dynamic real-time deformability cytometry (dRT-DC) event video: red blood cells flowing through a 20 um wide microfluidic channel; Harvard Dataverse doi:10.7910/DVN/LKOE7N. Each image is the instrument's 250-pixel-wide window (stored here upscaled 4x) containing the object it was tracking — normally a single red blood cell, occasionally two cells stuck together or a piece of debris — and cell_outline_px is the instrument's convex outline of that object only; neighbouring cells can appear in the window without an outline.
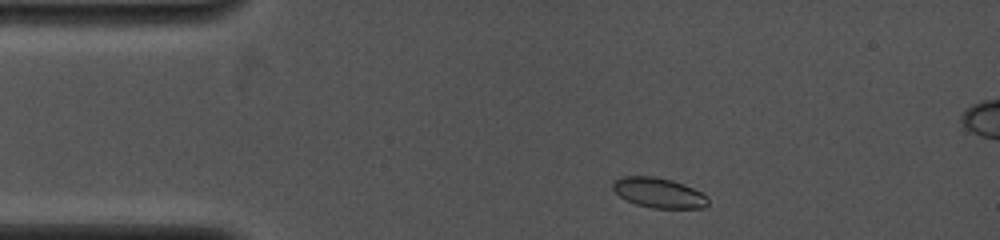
{"species": "common noctule bat (a hibernating species)", "species_latin": "Nyctalus noctula", "temperature_condition": "cold", "stored_images_in_passage": 50, "camera_frame_rate_fps": 4000, "um_per_image_px": 0.085, "animal": {"sex": "female", "body_mass_g": 19.0, "forearm_length_mm": 53.3}, "frame": {"image": 1, "passage_image": 3, "time_ms": 0.5, "image_size_px": [1000, 240], "cell_outline_px": [[708, 204], [704, 208], [652, 208], [636, 204], [620, 196], [612, 188], [612, 180], [620, 176], [652, 176], [672, 180], [684, 184], [708, 196]], "centroid_in_image_um": [55.98, 16.38], "position_along_channel_um": 29.0, "area_um2": 16.7}}
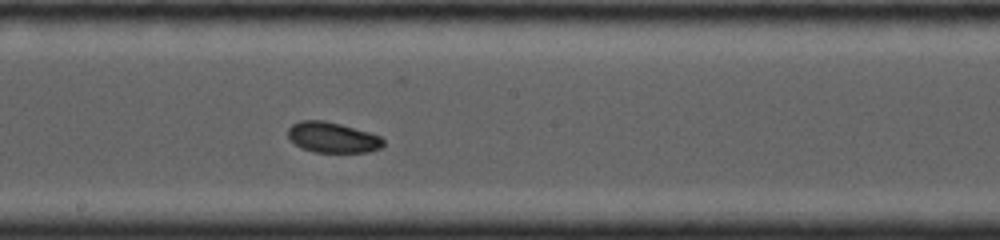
{"frame": {"image": 2, "passage_image": 26, "time_ms": 6.25, "image_size_px": [1000, 240], "cell_outline_px": [[384, 144], [380, 148], [368, 152], [312, 152], [300, 148], [288, 136], [288, 128], [292, 124], [300, 120], [324, 120], [340, 124], [368, 132], [380, 136], [384, 140]], "centroid_in_image_um": [28.25, 11.68], "position_along_channel_um": 220.0, "area_um2": 16.94}}
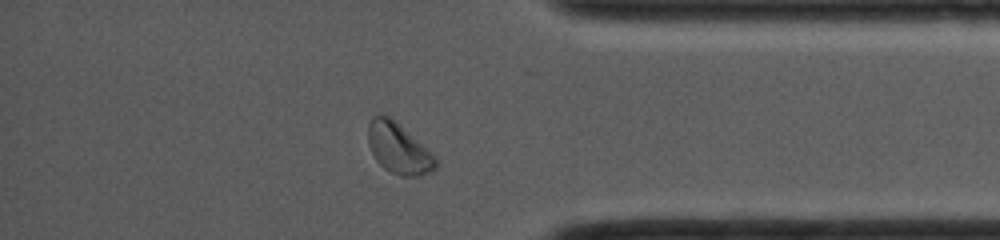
{"frame": {"image": 3, "passage_image": 44, "time_ms": 10.75, "image_size_px": [1000, 240], "cell_outline_px": [[436, 168], [432, 172], [416, 176], [400, 176], [384, 168], [376, 160], [368, 144], [368, 124], [372, 116], [388, 116], [432, 152], [436, 156]], "centroid_in_image_um": [33.88, 12.64], "position_along_channel_um": 401.3, "area_um2": 19.59}, "authors_computed_cell_mechanics": {"area_um2": 17.1088, "velocity_mm_per_s": 4.1498, "shape_relaxation_time_tau1_ms": 2.7297, "shape_relaxation_time_tau2_ms": 2.446, "deformation_change_tau1": 0.1052, "deformation_change_tau2": 0.0585}}